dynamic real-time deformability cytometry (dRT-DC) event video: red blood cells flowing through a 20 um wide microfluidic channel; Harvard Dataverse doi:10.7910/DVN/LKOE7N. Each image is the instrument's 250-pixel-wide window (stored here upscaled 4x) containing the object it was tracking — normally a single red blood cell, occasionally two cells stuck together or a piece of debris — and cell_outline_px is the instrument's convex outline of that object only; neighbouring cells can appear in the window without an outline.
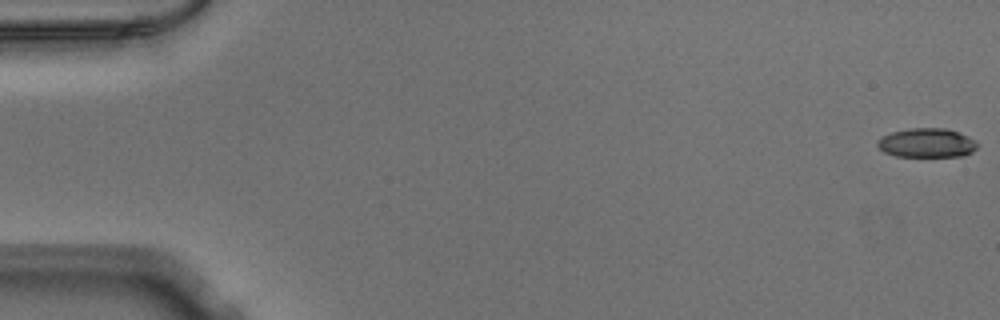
{"species": "Egyptian fruit bat (a non-hibernating species)", "species_latin": "Rousettus aegyptiacus", "temperature_condition": "warm", "stored_images_in_passage": 52, "camera_frame_rate_fps": 3000, "um_per_image_px": 0.085, "animal": {"sex": "male"}, "frame": {"image": 1, "passage_image": 1, "time_ms": 0.0, "image_size_px": [1000, 320], "cell_outline_px": [[976, 148], [972, 152], [964, 156], [896, 156], [884, 152], [876, 144], [876, 140], [892, 132], [908, 128], [944, 128], [968, 136], [976, 140]], "centroid_in_image_um": [78.77, 12.14], "position_along_channel_um": 6.2, "area_um2": 16.88}}
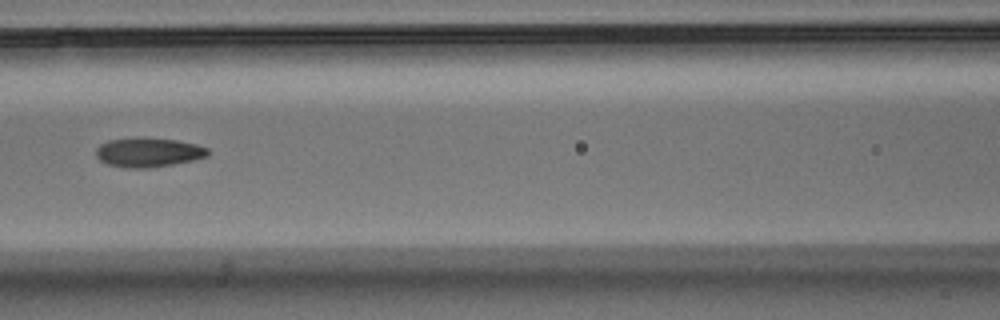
{"frame": {"image": 2, "passage_image": 24, "time_ms": 7.667, "image_size_px": [1000, 320], "cell_outline_px": [[208, 156], [192, 160], [152, 168], [124, 168], [108, 164], [100, 160], [96, 156], [96, 148], [100, 144], [108, 140], [176, 140], [196, 144], [208, 148]], "centroid_in_image_um": [12.61, 13.0], "position_along_channel_um": 154.0, "area_um2": 18.38}}
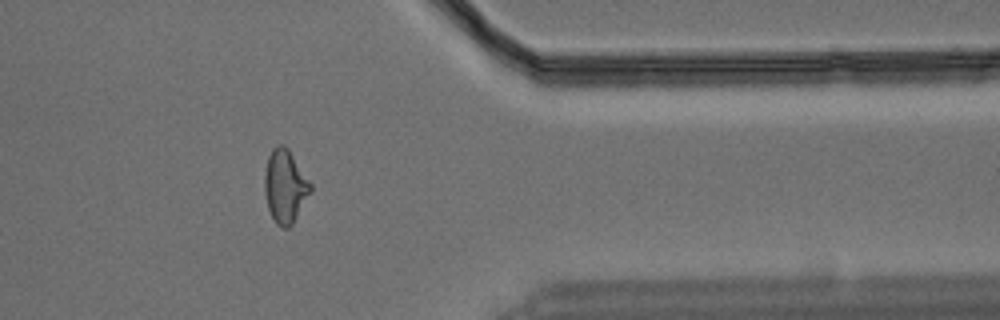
{"frame": {"image": 3, "passage_image": 43, "time_ms": 14.0, "image_size_px": [1000, 320], "cell_outline_px": [[312, 192], [292, 224], [288, 228], [284, 228], [276, 224], [268, 208], [264, 192], [264, 172], [268, 156], [272, 148], [276, 144], [284, 144], [288, 148], [312, 184]], "centroid_in_image_um": [24.23, 15.81], "position_along_channel_um": 387.2, "area_um2": 19.83}}